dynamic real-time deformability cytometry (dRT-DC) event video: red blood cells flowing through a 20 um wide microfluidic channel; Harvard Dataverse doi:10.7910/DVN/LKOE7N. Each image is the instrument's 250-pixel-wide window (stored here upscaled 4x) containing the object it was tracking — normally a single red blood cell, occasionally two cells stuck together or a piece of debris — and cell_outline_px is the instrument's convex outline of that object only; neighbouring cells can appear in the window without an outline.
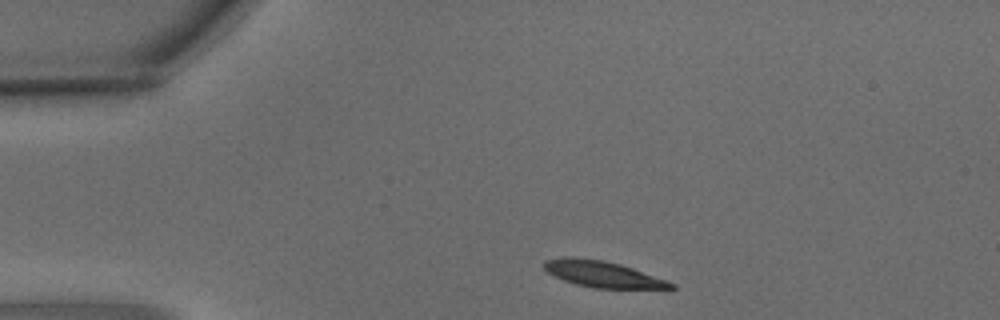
{"species": "common noctule bat (a hibernating species)", "species_latin": "Nyctalus noctula", "temperature_condition": "warm", "stored_images_in_passage": 3, "camera_frame_rate_fps": 3000, "um_per_image_px": 0.085, "animal": {"sex": "male", "body_mass_g": 15.6}, "frame": {"image": 1, "passage_image": 1, "time_ms": 0.0, "image_size_px": [1000, 320], "cell_outline_px": [[676, 288], [592, 288], [576, 284], [564, 280], [548, 272], [544, 268], [544, 260], [564, 256], [572, 256], [604, 260], [620, 264], [632, 268], [676, 284]], "centroid_in_image_um": [51.17, 23.28], "position_along_channel_um": 33.8, "area_um2": 19.19}}
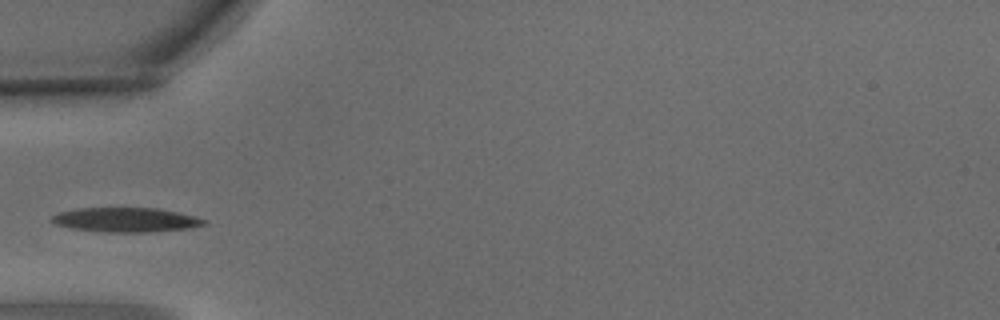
{"frame": {"image": 2, "passage_image": 3, "time_ms": 0.667, "image_size_px": [1000, 320], "cell_outline_px": [[208, 224], [188, 228], [152, 232], [108, 232], [72, 228], [56, 224], [48, 220], [52, 216], [60, 212], [80, 208], [156, 208], [176, 212], [208, 220]], "centroid_in_image_um": [10.7, 18.69], "position_along_channel_um": 74.3, "area_um2": 21.5}}